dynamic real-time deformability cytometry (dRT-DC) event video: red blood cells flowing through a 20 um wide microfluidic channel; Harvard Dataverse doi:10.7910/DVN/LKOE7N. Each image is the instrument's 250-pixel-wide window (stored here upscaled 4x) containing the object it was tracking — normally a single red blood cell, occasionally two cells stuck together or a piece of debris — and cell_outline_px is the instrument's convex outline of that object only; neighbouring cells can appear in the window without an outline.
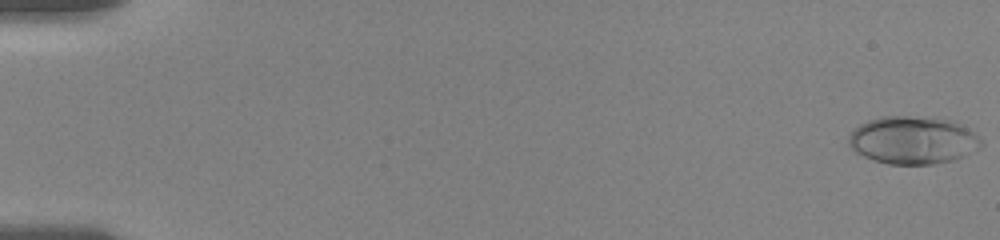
{"species": "human", "species_latin": "Homo sapiens", "temperature_condition": "room temperature", "stored_images_in_passage": 43, "camera_frame_rate_fps": 3000, "um_per_image_px": 0.085, "donor": {"sex": "female"}, "frame": {"image": 1, "passage_image": 1, "time_ms": 0.0, "image_size_px": [1000, 240], "cell_outline_px": [[984, 144], [980, 148], [964, 156], [952, 160], [932, 164], [888, 164], [872, 160], [848, 148], [848, 136], [852, 128], [868, 120], [880, 116], [908, 116], [952, 120], [972, 132]], "centroid_in_image_um": [77.53, 11.92], "position_along_channel_um": 7.5, "area_um2": 36.93}}
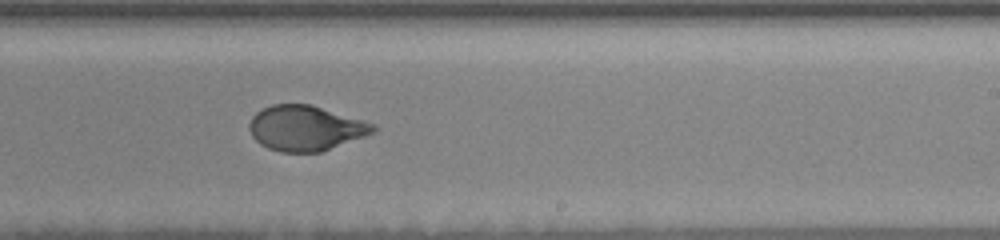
{"frame": {"image": 2, "passage_image": 24, "time_ms": 11.667, "image_size_px": [1000, 240], "cell_outline_px": [[376, 132], [320, 152], [280, 152], [268, 148], [260, 144], [252, 136], [248, 128], [248, 124], [252, 116], [256, 112], [272, 104], [312, 104], [364, 120], [376, 124]], "centroid_in_image_um": [25.97, 10.88], "position_along_channel_um": 263.0, "area_um2": 32.77}}
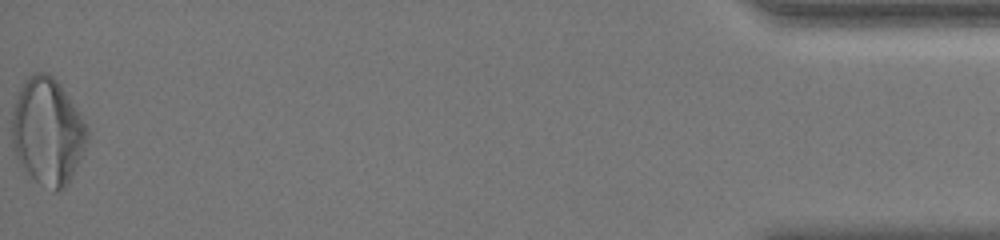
{"frame": {"image": 3, "passage_image": 43, "time_ms": 18.667, "image_size_px": [1000, 240], "cell_outline_px": [[88, 140], [68, 184], [64, 188], [56, 192], [40, 184], [24, 172], [16, 156], [12, 144], [12, 112], [20, 88], [28, 76], [32, 72], [48, 72], [60, 84], [76, 108], [88, 128]], "centroid_in_image_um": [4.03, 11.19], "position_along_channel_um": 431.2, "area_um2": 46.82}, "authors_computed_cell_mechanics": {"area_um2": 33.3506, "velocity_mm_per_s": 3.6156, "shape_relaxation_time_tau1_ms": 3.7794, "shape_relaxation_time_tau2_ms": 0.6877, "deformation_change_tau1": 0.1725, "deformation_change_tau2": 0.0468}}